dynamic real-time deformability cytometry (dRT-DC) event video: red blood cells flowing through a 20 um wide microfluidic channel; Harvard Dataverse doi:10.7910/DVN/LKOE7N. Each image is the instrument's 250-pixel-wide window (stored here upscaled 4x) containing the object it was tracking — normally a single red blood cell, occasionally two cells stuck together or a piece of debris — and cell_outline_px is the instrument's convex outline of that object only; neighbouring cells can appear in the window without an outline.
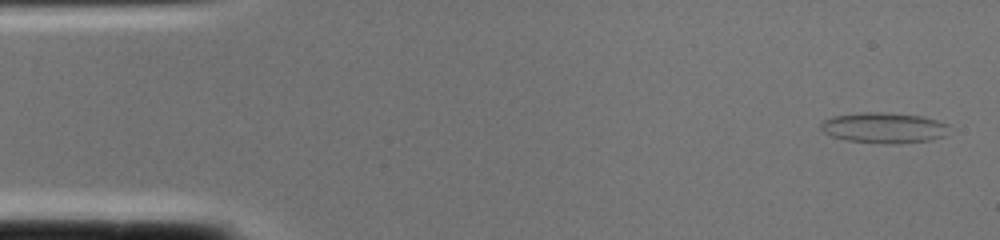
{"species": "common noctule bat (a hibernating species)", "species_latin": "Nyctalus noctula", "temperature_condition": "cold", "stored_images_in_passage": 2, "camera_frame_rate_fps": 3000, "um_per_image_px": 0.085, "animal": {"sex": "female", "body_mass_g": 22.0, "forearm_length_mm": 56.7}, "frame": {"image": 1, "passage_image": 1, "time_ms": 0.0, "image_size_px": [1000, 240], "cell_outline_px": [[948, 124], [944, 136], [932, 140], [892, 144], [844, 140], [832, 136], [824, 132], [820, 128], [820, 124], [824, 120], [832, 116], [860, 112], [884, 112], [920, 116], [936, 120]], "centroid_in_image_um": [75.09, 10.86], "position_along_channel_um": 9.9, "area_um2": 22.77}}
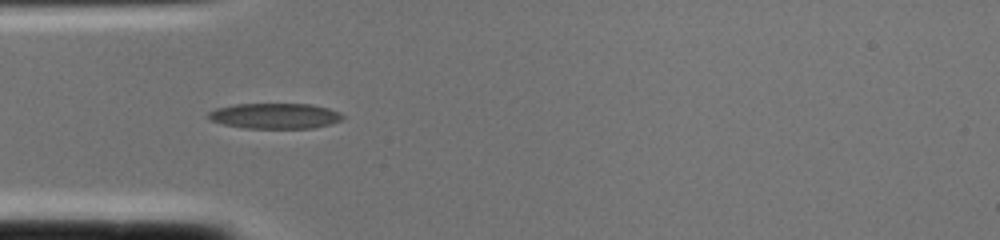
{"frame": {"image": 2, "passage_image": 2, "time_ms": 0.333, "image_size_px": [1000, 240], "cell_outline_px": [[344, 116], [340, 120], [332, 124], [312, 128], [244, 128], [224, 124], [208, 120], [204, 116], [208, 112], [216, 108], [236, 104], [312, 104], [328, 108], [340, 112]], "centroid_in_image_um": [23.33, 9.85], "position_along_channel_um": 61.7, "area_um2": 20.11}}